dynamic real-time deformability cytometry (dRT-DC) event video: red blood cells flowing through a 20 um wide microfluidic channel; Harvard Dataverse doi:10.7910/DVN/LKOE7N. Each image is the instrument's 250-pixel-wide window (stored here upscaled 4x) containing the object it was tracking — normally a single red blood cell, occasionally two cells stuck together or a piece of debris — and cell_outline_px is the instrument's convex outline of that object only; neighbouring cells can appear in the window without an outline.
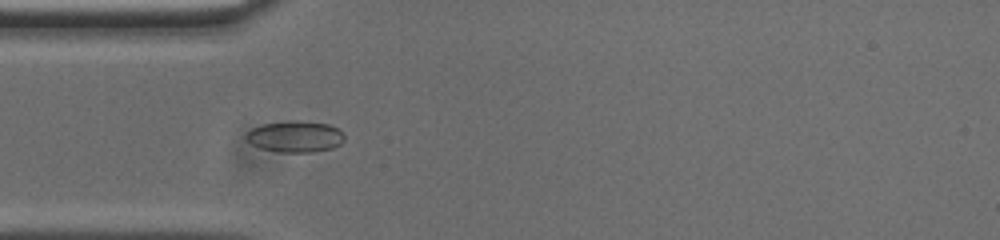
{"species": "common noctule bat (a hibernating species)", "species_latin": "Nyctalus noctula", "temperature_condition": "cold", "stored_images_in_passage": 40, "camera_frame_rate_fps": 3000, "um_per_image_px": 0.085, "animal": {"sex": "male", "body_mass_g": 20.0, "forearm_length_mm": 53.3}, "frame": {"image": 1, "passage_image": 2, "time_ms": 0.333, "image_size_px": [1000, 240], "cell_outline_px": [[344, 140], [340, 144], [332, 148], [312, 152], [280, 152], [260, 148], [252, 144], [244, 136], [252, 128], [260, 124], [328, 124], [340, 128], [344, 136]], "centroid_in_image_um": [25.11, 11.67], "position_along_channel_um": 59.9, "area_um2": 16.99}}
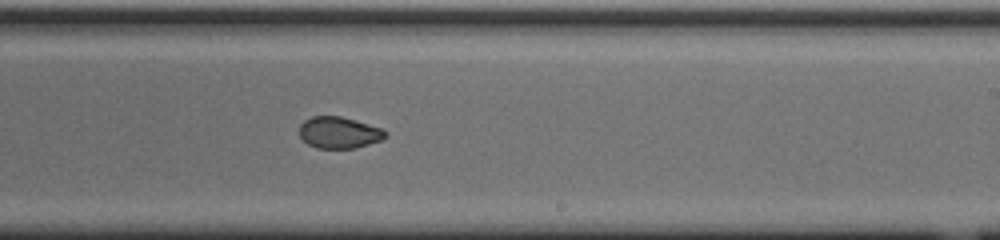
{"frame": {"image": 2, "passage_image": 18, "time_ms": 5.667, "image_size_px": [1000, 240], "cell_outline_px": [[388, 136], [384, 140], [356, 148], [316, 148], [308, 144], [300, 136], [300, 124], [304, 120], [312, 116], [340, 116], [368, 124], [380, 128], [388, 132]], "centroid_in_image_um": [28.85, 11.28], "position_along_channel_um": 260.2, "area_um2": 15.9}}
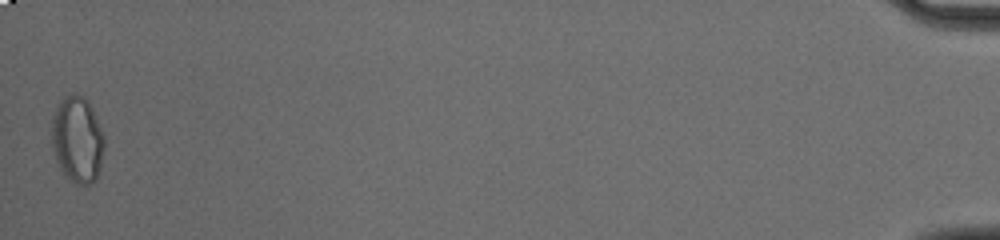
{"frame": {"image": 3, "passage_image": 40, "time_ms": 13.0, "image_size_px": [1000, 240], "cell_outline_px": [[104, 148], [96, 180], [88, 184], [76, 184], [60, 168], [56, 160], [52, 148], [52, 116], [56, 104], [64, 96], [72, 92], [76, 92], [84, 96], [88, 100], [92, 108], [104, 136]], "centroid_in_image_um": [6.56, 11.79], "position_along_channel_um": 428.6, "area_um2": 26.59}, "authors_computed_cell_mechanics": {"area_um2": 16.9354, "velocity_mm_per_s": 3.7595, "shape_relaxation_time_tau1_ms": null, "shape_relaxation_time_tau2_ms": 1.6211, "deformation_change_tau1": null, "deformation_change_tau2": 0.0412}}